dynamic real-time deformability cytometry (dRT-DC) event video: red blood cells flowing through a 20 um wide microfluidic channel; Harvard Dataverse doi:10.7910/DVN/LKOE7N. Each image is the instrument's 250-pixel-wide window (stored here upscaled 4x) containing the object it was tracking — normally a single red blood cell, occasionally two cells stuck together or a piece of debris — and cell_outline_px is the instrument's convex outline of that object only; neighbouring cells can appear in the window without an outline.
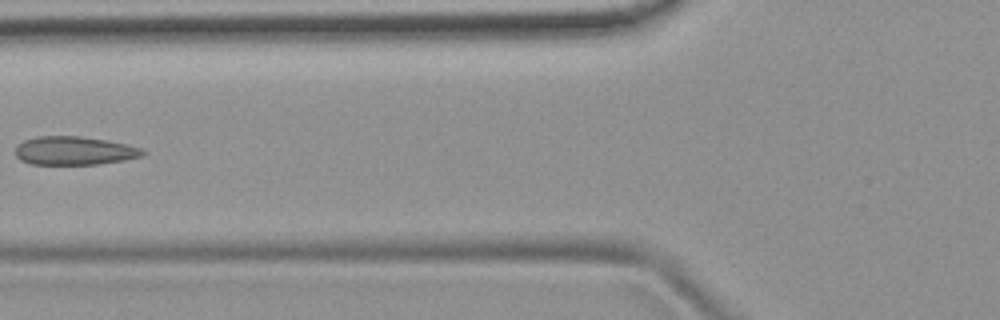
{"species": "common noctule bat (a hibernating species)", "species_latin": "Nyctalus noctula", "temperature_condition": "room temperature", "stored_images_in_passage": 6, "camera_frame_rate_fps": 3000, "um_per_image_px": 0.085, "animal": {"sex": "female", "body_mass_g": 19.9}, "frame": {"image": 1, "passage_image": 5, "time_ms": 4.667, "image_size_px": [1000, 320], "cell_outline_px": [[148, 152], [144, 156], [124, 160], [100, 164], [32, 164], [20, 160], [16, 156], [16, 144], [24, 140], [36, 136], [80, 136], [128, 144], [144, 148]], "centroid_in_image_um": [6.35, 12.81], "position_along_channel_um": 119.4, "area_um2": 21.39}}
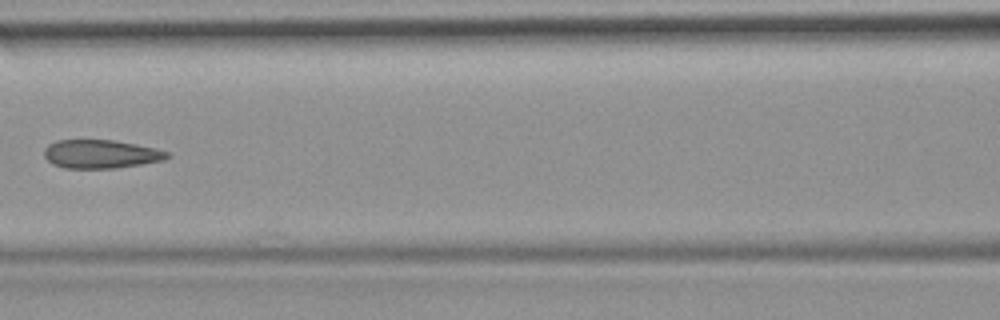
{"frame": {"image": 2, "passage_image": 6, "time_ms": 5.667, "image_size_px": [1000, 320], "cell_outline_px": [[172, 156], [164, 160], [116, 168], [64, 168], [52, 164], [44, 156], [44, 148], [48, 144], [56, 140], [112, 140], [136, 144], [156, 148], [168, 152]], "centroid_in_image_um": [8.56, 13.09], "position_along_channel_um": 158.0, "area_um2": 20.52}}